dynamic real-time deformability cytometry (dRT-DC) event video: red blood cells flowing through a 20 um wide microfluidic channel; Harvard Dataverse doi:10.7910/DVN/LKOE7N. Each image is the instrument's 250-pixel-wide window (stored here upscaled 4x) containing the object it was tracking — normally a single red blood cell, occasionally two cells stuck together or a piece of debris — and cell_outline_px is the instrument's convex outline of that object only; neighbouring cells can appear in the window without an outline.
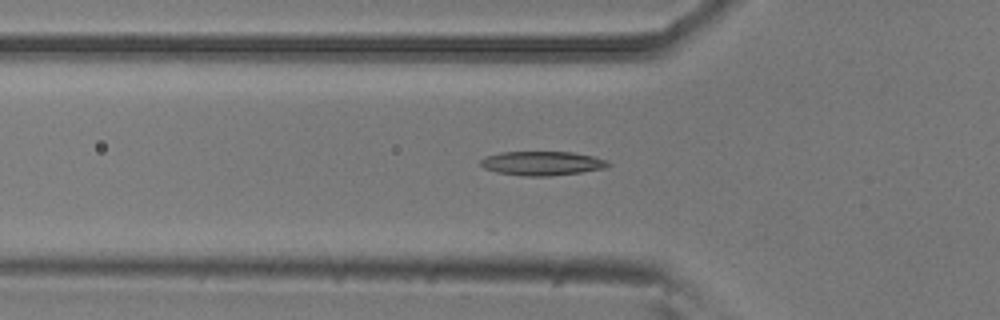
{"species": "common noctule bat (a hibernating species)", "species_latin": "Nyctalus noctula", "temperature_condition": "room temperature", "stored_images_in_passage": 18, "camera_frame_rate_fps": 3000, "um_per_image_px": 0.085, "animal": {"sex": "male", "body_mass_g": 20.5, "forearm_length_mm": 52.5}, "frame": {"image": 1, "passage_image": 12, "time_ms": 3.667, "image_size_px": [1000, 320], "cell_outline_px": [[612, 164], [604, 168], [580, 172], [548, 176], [524, 176], [496, 172], [484, 168], [480, 164], [480, 160], [484, 156], [504, 152], [572, 152], [592, 156], [604, 160]], "centroid_in_image_um": [46.03, 13.88], "position_along_channel_um": 79.8, "area_um2": 17.74}}
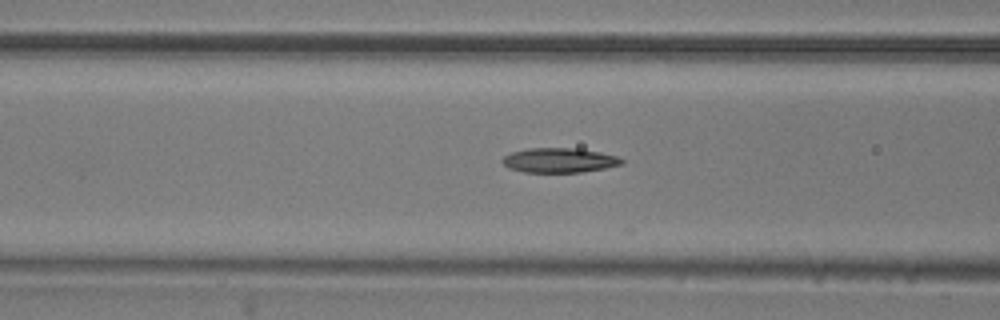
{"frame": {"image": 2, "passage_image": 15, "time_ms": 4.667, "image_size_px": [1000, 320], "cell_outline_px": [[624, 164], [604, 168], [580, 172], [524, 172], [508, 168], [500, 160], [504, 156], [512, 152], [528, 148], [580, 148], [600, 152], [616, 156], [624, 160]], "centroid_in_image_um": [47.53, 13.62], "position_along_channel_um": 119.1, "area_um2": 17.17}}